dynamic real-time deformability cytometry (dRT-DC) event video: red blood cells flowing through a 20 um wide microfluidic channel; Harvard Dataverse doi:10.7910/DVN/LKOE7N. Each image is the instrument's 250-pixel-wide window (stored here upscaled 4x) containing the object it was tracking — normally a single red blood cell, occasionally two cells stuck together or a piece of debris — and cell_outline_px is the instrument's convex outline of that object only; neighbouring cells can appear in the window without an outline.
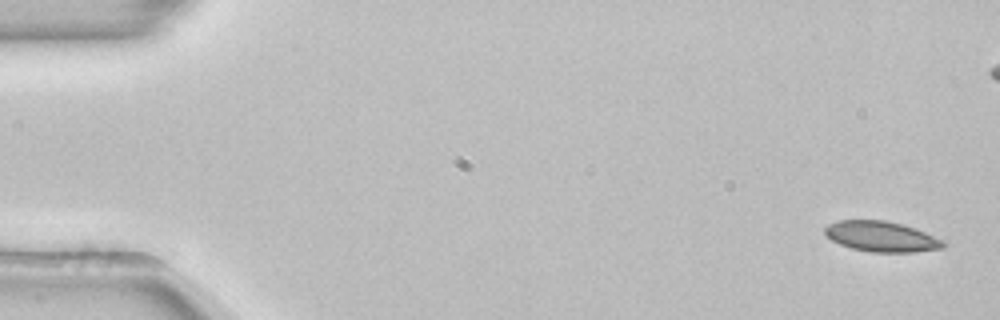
{"species": "common noctule bat (a hibernating species)", "species_latin": "Nyctalus noctula", "temperature_condition": "room temperature", "stored_images_in_passage": 2, "camera_frame_rate_fps": 3000, "um_per_image_px": 0.085, "animal": {"sex": "female", "body_mass_g": 22.7, "forearm_length_mm": 54.2}, "frame": {"image": 1, "passage_image": 1, "time_ms": 0.0, "image_size_px": [1000, 320], "cell_outline_px": [[948, 244], [944, 248], [916, 252], [872, 252], [852, 248], [840, 244], [832, 240], [824, 232], [824, 228], [828, 224], [836, 220], [884, 220], [904, 224], [944, 240]], "centroid_in_image_um": [74.95, 20.1], "position_along_channel_um": 10.1, "area_um2": 21.1}}